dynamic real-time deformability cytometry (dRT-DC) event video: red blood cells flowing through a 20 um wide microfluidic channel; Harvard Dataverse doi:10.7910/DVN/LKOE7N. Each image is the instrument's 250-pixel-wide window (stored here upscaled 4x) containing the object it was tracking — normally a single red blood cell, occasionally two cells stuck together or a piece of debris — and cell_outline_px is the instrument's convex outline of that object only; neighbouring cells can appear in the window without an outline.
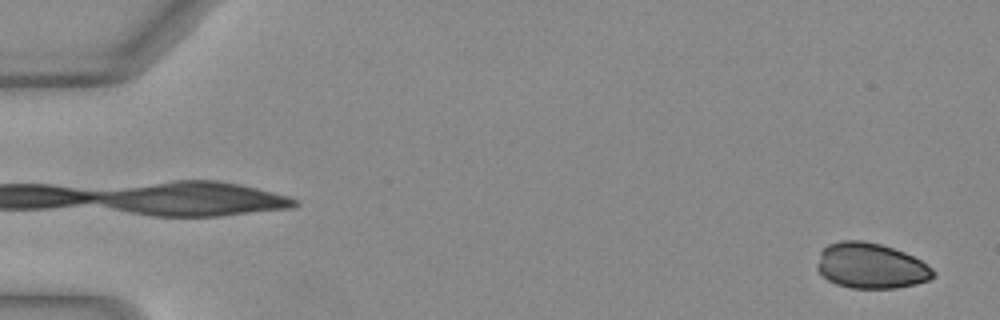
{"species": "Egyptian fruit bat (a non-hibernating species)", "species_latin": "Rousettus aegyptiacus", "temperature_condition": "warm", "stored_images_in_passage": 51, "camera_frame_rate_fps": 3000, "um_per_image_px": 0.085, "animal": {"sex": "female"}, "frame": {"image": 1, "passage_image": 2, "time_ms": 0.333, "image_size_px": [1000, 320], "cell_outline_px": [[936, 272], [928, 280], [916, 284], [896, 288], [852, 288], [836, 284], [828, 280], [816, 268], [820, 252], [828, 244], [840, 240], [864, 240], [880, 244], [904, 252], [920, 260], [932, 268]], "centroid_in_image_um": [74.0, 22.59], "position_along_channel_um": 11.0, "area_um2": 30.69}}
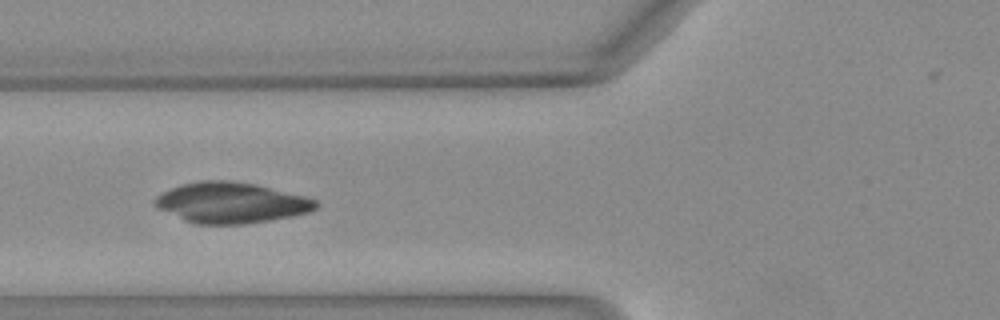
{"frame": {"image": 2, "passage_image": 20, "time_ms": 6.333, "image_size_px": [1000, 320], "cell_outline_px": [[320, 204], [316, 208], [308, 212], [292, 216], [244, 224], [196, 224], [184, 220], [156, 208], [152, 200], [156, 196], [172, 188], [184, 184], [200, 180], [228, 180], [256, 184], [304, 196], [316, 200]], "centroid_in_image_um": [19.62, 17.23], "position_along_channel_um": 106.2, "area_um2": 38.03}}
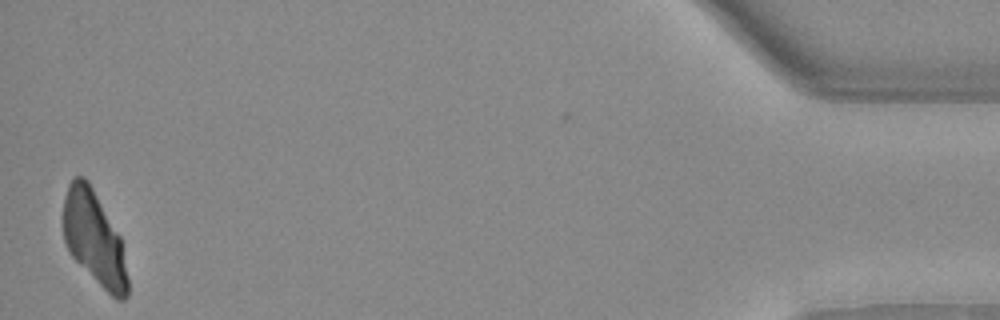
{"frame": {"image": 3, "passage_image": 50, "time_ms": 16.333, "image_size_px": [1000, 320], "cell_outline_px": [[128, 296], [124, 300], [116, 300], [72, 256], [64, 240], [64, 200], [68, 184], [72, 176], [84, 176], [88, 180], [120, 236], [128, 280]], "centroid_in_image_um": [8.01, 20.22], "position_along_channel_um": 427.2, "area_um2": 34.51}}